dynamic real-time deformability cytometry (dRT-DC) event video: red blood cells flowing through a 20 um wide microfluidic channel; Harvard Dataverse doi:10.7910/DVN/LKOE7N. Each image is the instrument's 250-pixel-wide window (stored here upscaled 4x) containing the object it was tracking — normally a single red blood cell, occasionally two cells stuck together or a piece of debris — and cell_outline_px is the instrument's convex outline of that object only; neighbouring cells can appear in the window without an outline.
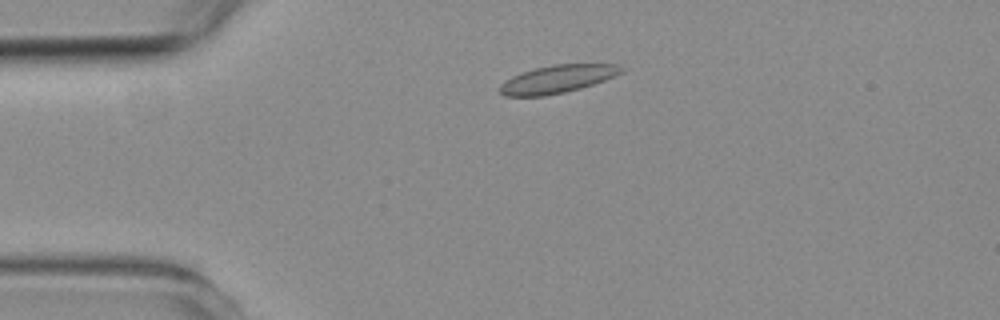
{"species": "common noctule bat (a hibernating species)", "species_latin": "Nyctalus noctula", "temperature_condition": "room temperature", "stored_images_in_passage": 4, "camera_frame_rate_fps": 3000, "um_per_image_px": 0.085, "animal": {"sex": "female", "body_mass_g": 19.3, "forearm_length_mm": 54.1}, "frame": {"image": 1, "passage_image": 3, "time_ms": 2.333, "image_size_px": [1000, 320], "cell_outline_px": [[624, 72], [604, 80], [580, 88], [564, 92], [544, 96], [504, 96], [500, 92], [500, 84], [512, 76], [520, 72], [552, 64], [620, 64], [624, 68]], "centroid_in_image_um": [47.38, 6.71], "position_along_channel_um": 37.6, "area_um2": 19.71}}
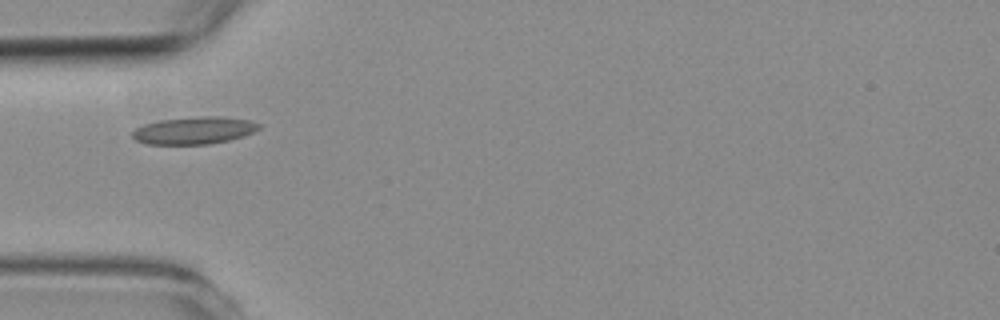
{"frame": {"image": 2, "passage_image": 4, "time_ms": 4.0, "image_size_px": [1000, 320], "cell_outline_px": [[260, 128], [244, 136], [228, 140], [208, 144], [144, 144], [136, 140], [132, 136], [132, 132], [136, 128], [144, 124], [160, 120], [204, 116], [220, 116], [248, 120], [260, 124]], "centroid_in_image_um": [16.48, 11.09], "position_along_channel_um": 68.5, "area_um2": 20.0}}